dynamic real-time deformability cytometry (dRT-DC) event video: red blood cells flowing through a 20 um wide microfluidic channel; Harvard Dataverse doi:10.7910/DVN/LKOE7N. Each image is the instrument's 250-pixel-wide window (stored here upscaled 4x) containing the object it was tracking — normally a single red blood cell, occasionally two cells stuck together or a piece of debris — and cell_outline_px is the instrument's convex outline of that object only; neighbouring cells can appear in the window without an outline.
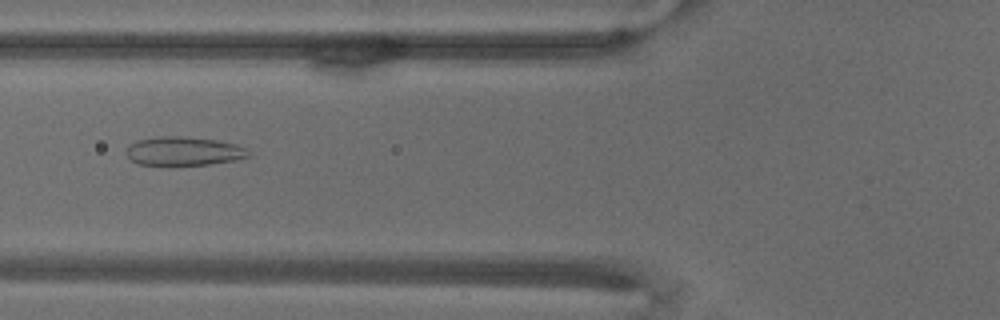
{"species": "common noctule bat (a hibernating species)", "species_latin": "Nyctalus noctula", "temperature_condition": "warm", "stored_images_in_passage": 69, "camera_frame_rate_fps": 3000, "um_per_image_px": 0.085, "animal": {"sex": "male", "body_mass_g": 18.8}, "frame": {"image": 1, "passage_image": 27, "time_ms": 8.667, "image_size_px": [1000, 320], "cell_outline_px": [[252, 156], [236, 160], [208, 164], [140, 164], [132, 160], [124, 152], [128, 144], [136, 140], [160, 136], [176, 136], [216, 140], [236, 144], [248, 148]], "centroid_in_image_um": [15.64, 12.83], "position_along_channel_um": 110.2, "area_um2": 20.4}}
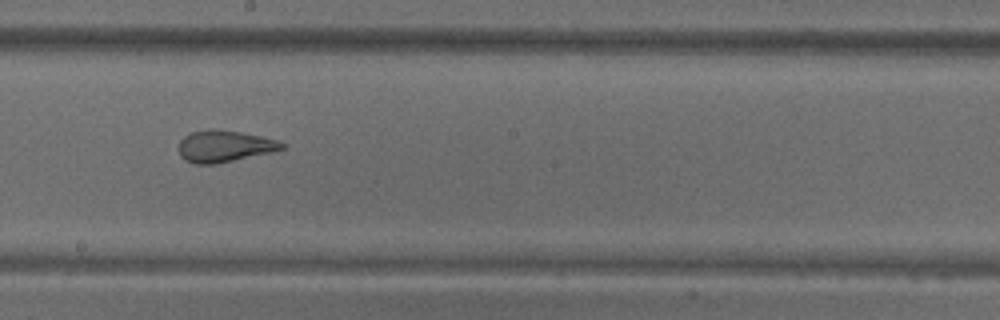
{"frame": {"image": 2, "passage_image": 39, "time_ms": 12.667, "image_size_px": [1000, 320], "cell_outline_px": [[288, 144], [284, 148], [272, 152], [216, 164], [192, 164], [184, 160], [180, 156], [180, 140], [184, 136], [192, 132], [208, 128], [216, 128], [240, 132], [280, 140]], "centroid_in_image_um": [19.09, 12.42], "position_along_channel_um": 229.1, "area_um2": 19.31}}
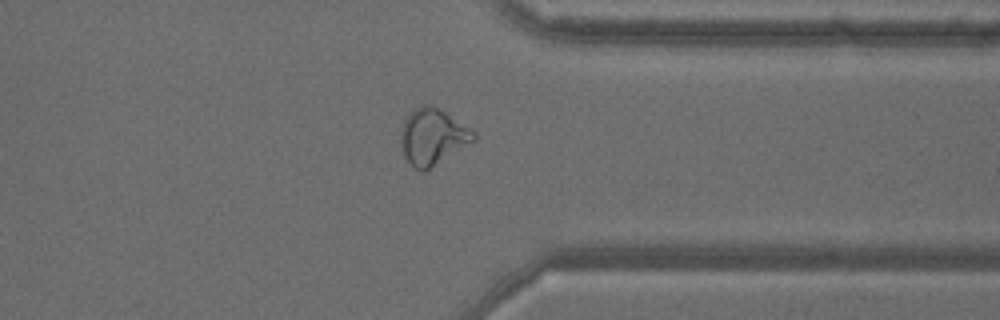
{"frame": {"image": 3, "passage_image": 54, "time_ms": 17.667, "image_size_px": [1000, 320], "cell_outline_px": [[476, 140], [424, 172], [420, 172], [404, 156], [400, 140], [400, 128], [404, 120], [412, 108], [424, 104], [428, 104], [440, 108], [476, 132]], "centroid_in_image_um": [36.76, 11.59], "position_along_channel_um": 374.6, "area_um2": 24.04}}